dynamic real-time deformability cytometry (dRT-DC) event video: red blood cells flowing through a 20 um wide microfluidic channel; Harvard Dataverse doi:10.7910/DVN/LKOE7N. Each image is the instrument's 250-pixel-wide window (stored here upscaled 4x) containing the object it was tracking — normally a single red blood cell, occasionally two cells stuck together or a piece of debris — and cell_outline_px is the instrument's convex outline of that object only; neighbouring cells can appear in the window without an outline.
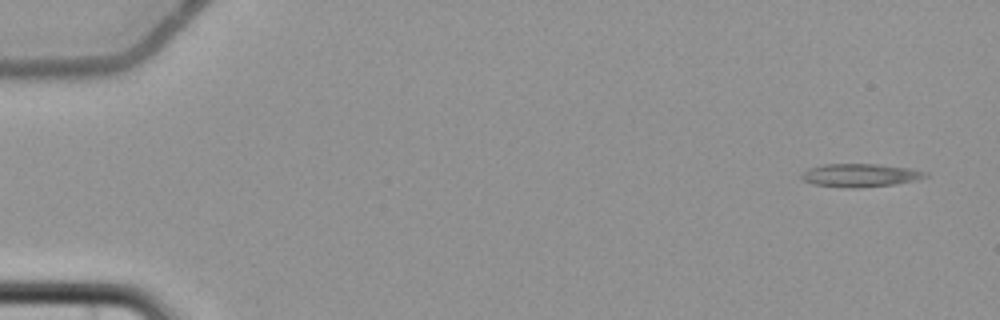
{"species": "common noctule bat (a hibernating species)", "species_latin": "Nyctalus noctula", "temperature_condition": "cold", "stored_images_in_passage": 6, "camera_frame_rate_fps": 3000, "um_per_image_px": 0.085, "animal": {"sex": "female", "body_mass_g": 22.7, "forearm_length_mm": 54.2}, "frame": {"image": 1, "passage_image": 1, "time_ms": 0.0, "image_size_px": [1000, 320], "cell_outline_px": [[928, 176], [916, 180], [892, 184], [860, 188], [852, 188], [812, 184], [804, 180], [800, 176], [808, 168], [824, 164], [876, 164], [908, 168], [928, 172]], "centroid_in_image_um": [73.11, 14.89], "position_along_channel_um": 11.9, "area_um2": 16.59}}
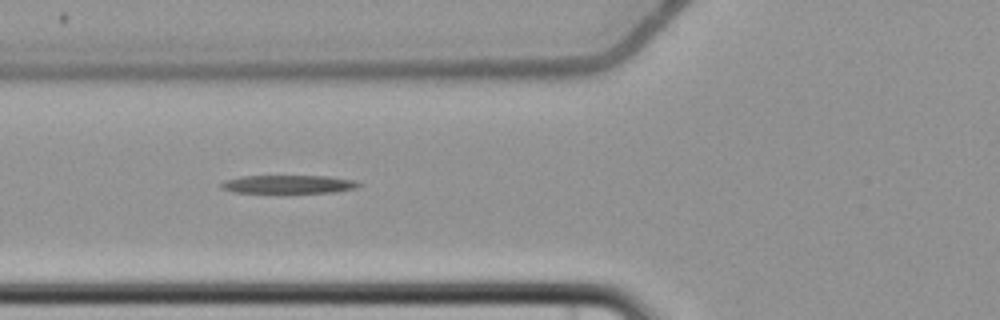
{"frame": {"image": 2, "passage_image": 5, "time_ms": 6.667, "image_size_px": [1000, 320], "cell_outline_px": [[364, 184], [356, 188], [336, 192], [236, 192], [220, 188], [220, 184], [224, 180], [244, 176], [328, 176], [356, 180]], "centroid_in_image_um": [24.58, 15.65], "position_along_channel_um": 101.2, "area_um2": 14.57}}
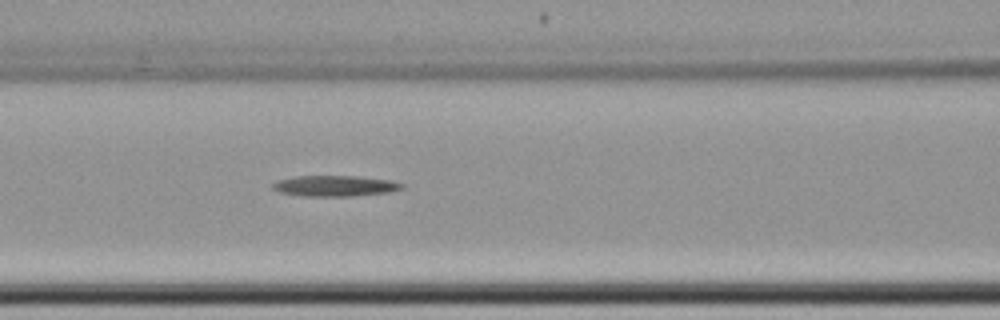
{"frame": {"image": 3, "passage_image": 6, "time_ms": 7.667, "image_size_px": [1000, 320], "cell_outline_px": [[404, 188], [388, 192], [352, 196], [304, 196], [280, 192], [272, 188], [272, 184], [280, 180], [296, 176], [356, 176], [392, 180], [404, 184]], "centroid_in_image_um": [28.5, 15.8], "position_along_channel_um": 138.1, "area_um2": 15.55}}